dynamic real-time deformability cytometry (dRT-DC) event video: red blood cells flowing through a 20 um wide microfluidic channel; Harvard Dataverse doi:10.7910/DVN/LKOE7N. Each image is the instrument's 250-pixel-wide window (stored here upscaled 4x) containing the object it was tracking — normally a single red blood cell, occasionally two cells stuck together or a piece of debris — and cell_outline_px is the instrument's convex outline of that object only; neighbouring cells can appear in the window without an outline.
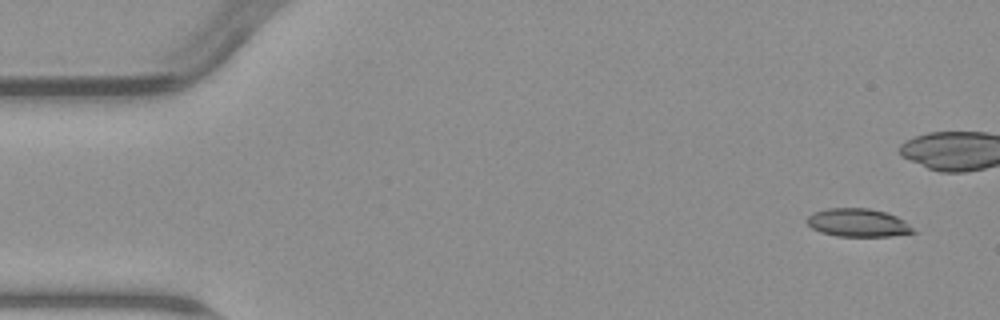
{"species": "common noctule bat (a hibernating species)", "species_latin": "Nyctalus noctula", "temperature_condition": "warm", "stored_images_in_passage": 7, "camera_frame_rate_fps": 3000, "um_per_image_px": 0.085, "animal": {"sex": "male", "body_mass_g": 23.1, "forearm_length_mm": 52.7}, "frame": {"image": 1, "passage_image": 1, "time_ms": 0.0, "image_size_px": [1000, 320], "cell_outline_px": [[916, 232], [892, 236], [836, 236], [820, 232], [812, 228], [808, 224], [808, 216], [812, 212], [828, 208], [868, 208], [884, 212], [896, 216], [904, 220]], "centroid_in_image_um": [72.91, 18.93], "position_along_channel_um": 12.1, "area_um2": 17.34}}